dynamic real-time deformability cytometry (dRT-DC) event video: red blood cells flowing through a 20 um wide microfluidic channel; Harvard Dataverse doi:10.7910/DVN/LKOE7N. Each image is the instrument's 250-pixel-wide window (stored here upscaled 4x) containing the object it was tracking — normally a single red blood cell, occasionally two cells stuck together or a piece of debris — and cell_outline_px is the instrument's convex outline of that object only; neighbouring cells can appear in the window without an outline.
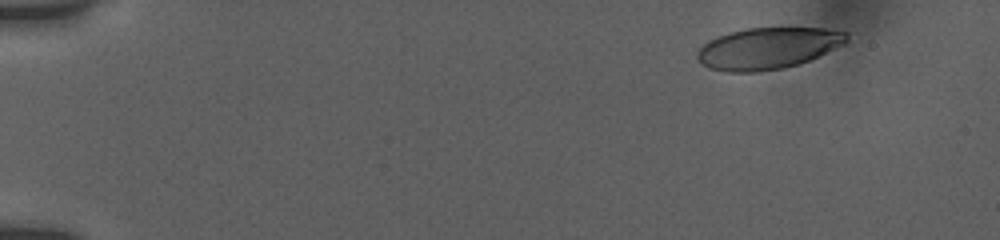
{"species": "human", "species_latin": "Homo sapiens", "temperature_condition": "room temperature", "stored_images_in_passage": 48, "camera_frame_rate_fps": 3000, "um_per_image_px": 0.085, "donor": {"sex": "female"}, "frame": {"image": 1, "passage_image": 1, "time_ms": 0.0, "image_size_px": [1000, 240], "cell_outline_px": [[848, 40], [844, 44], [808, 60], [784, 68], [756, 72], [728, 72], [708, 68], [696, 60], [696, 52], [708, 40], [744, 28], [824, 28], [848, 32]], "centroid_in_image_um": [65.24, 4.1], "position_along_channel_um": 19.8, "area_um2": 36.01}}
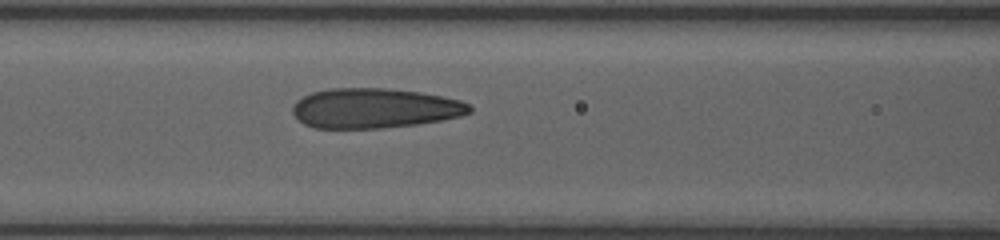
{"frame": {"image": 2, "passage_image": 20, "time_ms": 6.333, "image_size_px": [1000, 240], "cell_outline_px": [[472, 112], [460, 116], [440, 120], [416, 124], [380, 128], [316, 128], [304, 124], [292, 112], [292, 108], [296, 100], [312, 92], [332, 88], [384, 88], [420, 92], [460, 100], [468, 104], [472, 108]], "centroid_in_image_um": [31.82, 9.19], "position_along_channel_um": 134.8, "area_um2": 40.92}}
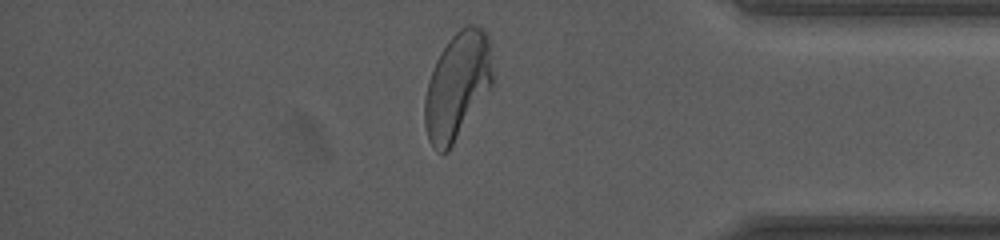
{"frame": {"image": 3, "passage_image": 42, "time_ms": 13.667, "image_size_px": [1000, 240], "cell_outline_px": [[492, 84], [448, 152], [436, 152], [432, 148], [428, 140], [424, 124], [424, 100], [428, 80], [432, 68], [440, 52], [448, 40], [460, 28], [468, 24], [472, 24], [484, 28], [488, 32], [492, 72]], "centroid_in_image_um": [38.84, 7.28], "position_along_channel_um": 396.4, "area_um2": 42.37}, "authors_computed_cell_mechanics": {"area_um2": 40.9224, "velocity_mm_per_s": 3.8363, "shape_relaxation_time_tau1_ms": 6.2178, "shape_relaxation_time_tau2_ms": 0.8662, "deformation_change_tau1": 0.2273, "deformation_change_tau2": 0.093}}